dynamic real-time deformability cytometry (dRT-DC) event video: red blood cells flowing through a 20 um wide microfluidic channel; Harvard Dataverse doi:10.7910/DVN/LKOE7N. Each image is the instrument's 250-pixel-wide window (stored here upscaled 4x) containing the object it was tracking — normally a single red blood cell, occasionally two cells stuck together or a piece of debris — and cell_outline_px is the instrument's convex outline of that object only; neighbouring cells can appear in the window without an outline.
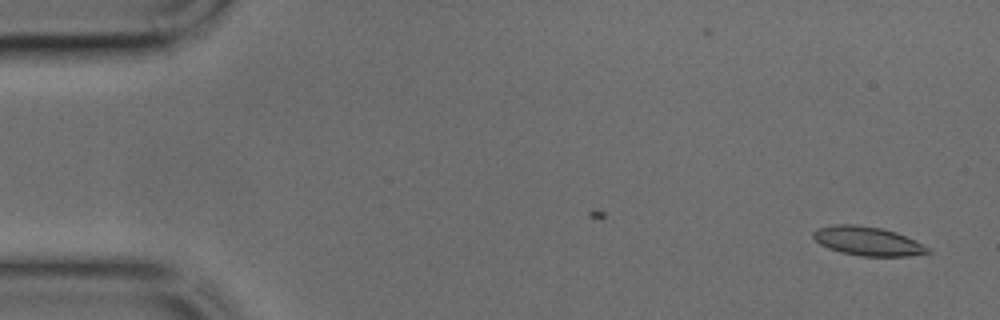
{"species": "common noctule bat (a hibernating species)", "species_latin": "Nyctalus noctula", "temperature_condition": "cold", "stored_images_in_passage": 38, "camera_frame_rate_fps": 3000, "um_per_image_px": 0.085, "animal": {"sex": "male", "body_mass_g": 17.9, "forearm_length_mm": 54.2}, "frame": {"image": 1, "passage_image": 1, "time_ms": 0.0, "image_size_px": [1000, 320], "cell_outline_px": [[932, 252], [908, 256], [860, 256], [840, 252], [828, 248], [820, 244], [812, 236], [812, 232], [816, 228], [836, 224], [856, 224], [880, 228], [896, 232], [932, 248]], "centroid_in_image_um": [73.75, 20.49], "position_along_channel_um": 11.3, "area_um2": 19.42}}
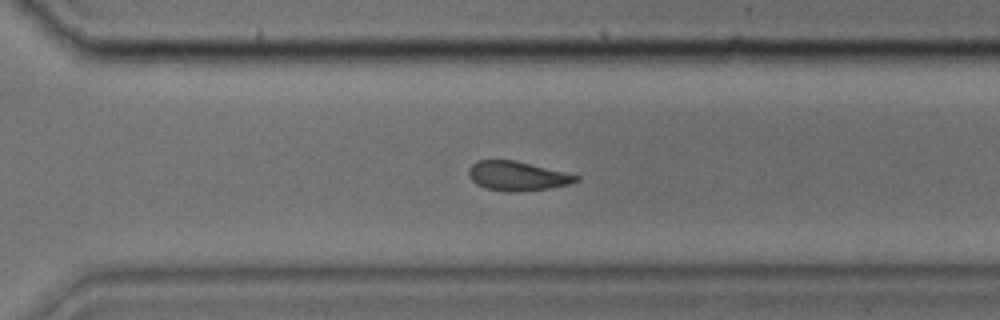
{"frame": {"image": 2, "passage_image": 30, "time_ms": 9.667, "image_size_px": [1000, 320], "cell_outline_px": [[580, 180], [568, 184], [548, 188], [488, 188], [476, 184], [468, 176], [468, 168], [476, 160], [516, 160], [580, 176]], "centroid_in_image_um": [43.94, 14.88], "position_along_channel_um": 326.7, "area_um2": 17.28}}
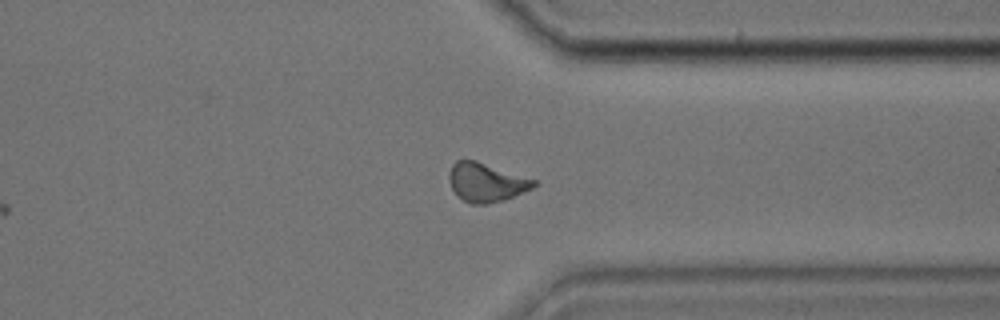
{"frame": {"image": 3, "passage_image": 33, "time_ms": 10.667, "image_size_px": [1000, 320], "cell_outline_px": [[536, 184], [532, 188], [504, 200], [488, 204], [472, 204], [456, 196], [448, 180], [448, 176], [452, 164], [456, 160], [476, 160], [536, 180]], "centroid_in_image_um": [41.29, 15.5], "position_along_channel_um": 370.1, "area_um2": 19.13}}